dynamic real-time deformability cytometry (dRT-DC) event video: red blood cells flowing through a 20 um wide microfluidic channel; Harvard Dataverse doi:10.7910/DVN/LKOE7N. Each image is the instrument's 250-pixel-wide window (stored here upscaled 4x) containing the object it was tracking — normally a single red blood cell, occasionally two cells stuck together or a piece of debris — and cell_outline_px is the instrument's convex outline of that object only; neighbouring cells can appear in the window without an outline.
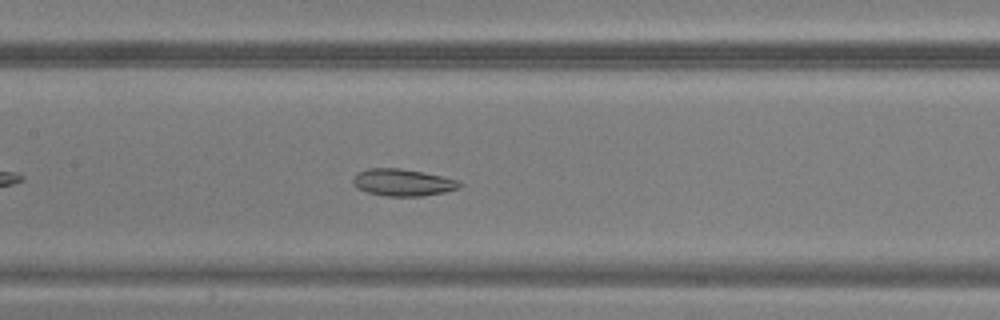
{"species": "common noctule bat (a hibernating species)", "species_latin": "Nyctalus noctula", "temperature_condition": "warm", "stored_images_in_passage": 33, "camera_frame_rate_fps": 3000, "um_per_image_px": 0.085, "animal": {"sex": "male", "body_mass_g": 20.5, "forearm_length_mm": 52.5}, "frame": {"image": 1, "passage_image": 13, "time_ms": 4.0, "image_size_px": [1000, 320], "cell_outline_px": [[464, 184], [460, 188], [444, 192], [420, 196], [388, 196], [368, 192], [356, 188], [352, 184], [352, 176], [356, 172], [368, 168], [400, 168], [424, 172], [460, 180]], "centroid_in_image_um": [34.23, 15.49], "position_along_channel_um": 173.2, "area_um2": 17.05}}
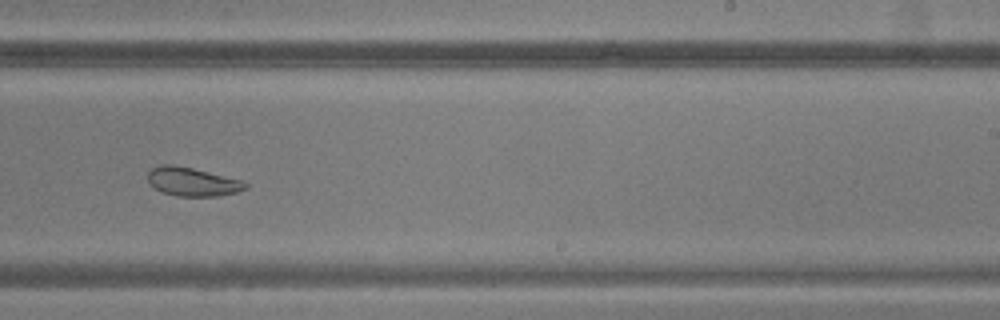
{"frame": {"image": 2, "passage_image": 20, "time_ms": 6.333, "image_size_px": [1000, 320], "cell_outline_px": [[248, 188], [236, 192], [216, 196], [176, 196], [160, 192], [148, 184], [148, 172], [152, 168], [160, 164], [172, 164], [192, 168], [244, 180], [248, 184]], "centroid_in_image_um": [16.34, 15.45], "position_along_channel_um": 272.7, "area_um2": 16.53}}
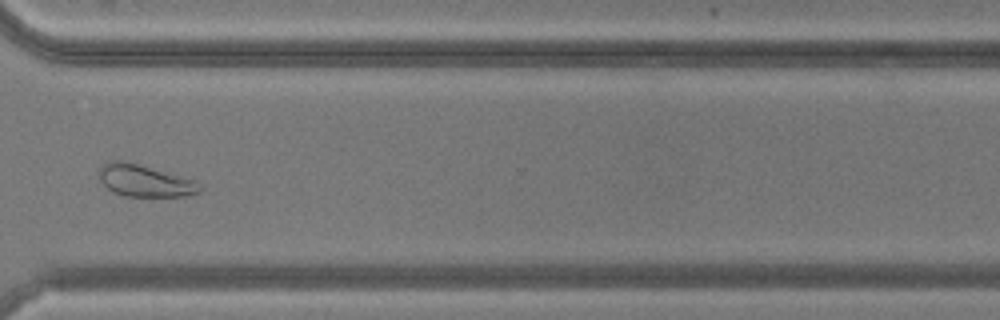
{"frame": {"image": 3, "passage_image": 26, "time_ms": 8.333, "image_size_px": [1000, 320], "cell_outline_px": [[204, 188], [200, 192], [188, 196], [124, 196], [108, 188], [100, 180], [100, 168], [108, 160], [124, 160], [196, 180]], "centroid_in_image_um": [12.36, 15.36], "position_along_channel_um": 358.2, "area_um2": 18.73}}